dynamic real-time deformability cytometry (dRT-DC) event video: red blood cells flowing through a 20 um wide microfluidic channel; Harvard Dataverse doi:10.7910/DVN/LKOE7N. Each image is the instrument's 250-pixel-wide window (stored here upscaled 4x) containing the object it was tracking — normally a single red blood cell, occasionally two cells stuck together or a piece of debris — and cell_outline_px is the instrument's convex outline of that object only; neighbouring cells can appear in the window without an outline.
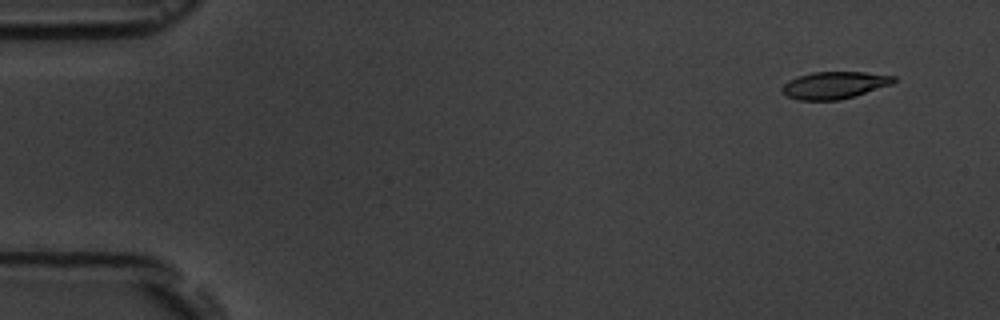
{"species": "common noctule bat (a hibernating species)", "species_latin": "Nyctalus noctula", "temperature_condition": "room temperature", "stored_images_in_passage": 4, "camera_frame_rate_fps": 3000, "um_per_image_px": 0.085, "animal": {"sex": "male", "body_mass_g": 19.5, "forearm_length_mm": 54.6}, "frame": {"image": 1, "passage_image": 1, "time_ms": 0.0, "image_size_px": [1000, 320], "cell_outline_px": [[896, 80], [892, 84], [840, 100], [796, 100], [788, 96], [780, 88], [788, 80], [796, 76], [812, 72], [864, 72], [896, 76]], "centroid_in_image_um": [70.9, 7.23], "position_along_channel_um": 14.1, "area_um2": 17.63}}
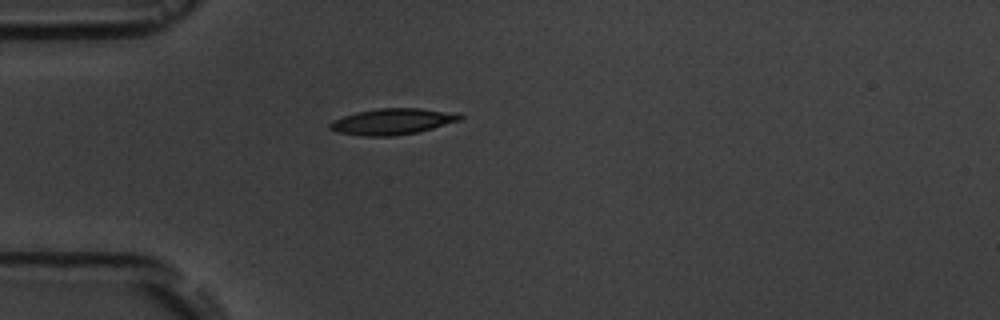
{"frame": {"image": 2, "passage_image": 4, "time_ms": 4.0, "image_size_px": [1000, 320], "cell_outline_px": [[464, 116], [460, 120], [432, 128], [416, 132], [396, 136], [364, 136], [340, 132], [328, 128], [328, 124], [332, 120], [356, 112], [380, 108], [420, 108], [460, 112]], "centroid_in_image_um": [33.39, 10.31], "position_along_channel_um": 51.6, "area_um2": 19.83}}